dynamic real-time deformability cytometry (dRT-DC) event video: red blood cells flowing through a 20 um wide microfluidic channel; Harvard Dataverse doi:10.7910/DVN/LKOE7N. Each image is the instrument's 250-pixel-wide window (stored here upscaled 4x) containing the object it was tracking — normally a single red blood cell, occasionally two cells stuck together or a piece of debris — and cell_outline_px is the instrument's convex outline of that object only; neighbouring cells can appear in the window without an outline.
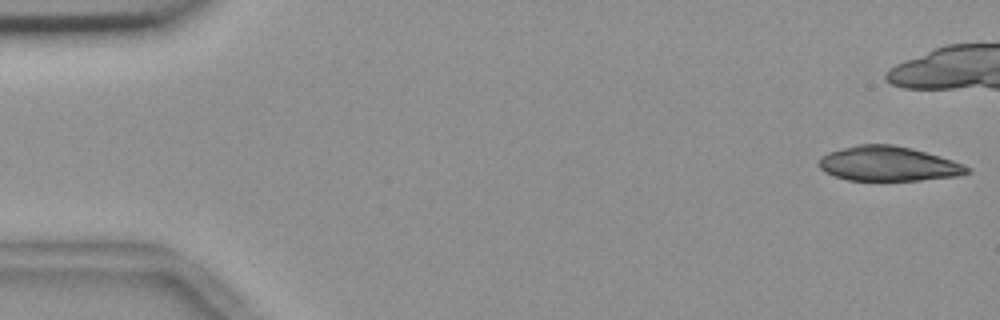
{"species": "common noctule bat (a hibernating species)", "species_latin": "Nyctalus noctula", "temperature_condition": "room temperature", "stored_images_in_passage": 43, "camera_frame_rate_fps": 3000, "um_per_image_px": 0.085, "animal": {"sex": "female", "body_mass_g": 18.4}, "frame": {"image": 1, "passage_image": 1, "time_ms": 0.0, "image_size_px": [1000, 320], "cell_outline_px": [[972, 172], [960, 176], [920, 180], [848, 180], [832, 176], [824, 172], [820, 168], [816, 160], [820, 156], [828, 152], [840, 148], [856, 144], [892, 144], [912, 148], [940, 156], [964, 164], [972, 168]], "centroid_in_image_um": [75.49, 13.91], "position_along_channel_um": 9.5, "area_um2": 30.46}}